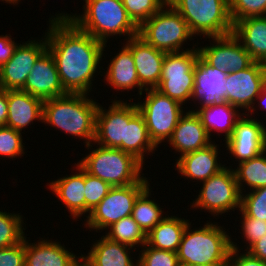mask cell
Segmentation results:
<instances>
[{
    "mask_svg": "<svg viewBox=\"0 0 266 266\" xmlns=\"http://www.w3.org/2000/svg\"><path fill=\"white\" fill-rule=\"evenodd\" d=\"M22 223L24 222L19 214L0 211V249L14 246L24 240L25 229Z\"/></svg>",
    "mask_w": 266,
    "mask_h": 266,
    "instance_id": "836d02e7",
    "label": "cell"
},
{
    "mask_svg": "<svg viewBox=\"0 0 266 266\" xmlns=\"http://www.w3.org/2000/svg\"><path fill=\"white\" fill-rule=\"evenodd\" d=\"M90 175L100 178L112 187L128 186L139 182L143 163L119 148L100 146L77 163Z\"/></svg>",
    "mask_w": 266,
    "mask_h": 266,
    "instance_id": "5b68a950",
    "label": "cell"
},
{
    "mask_svg": "<svg viewBox=\"0 0 266 266\" xmlns=\"http://www.w3.org/2000/svg\"><path fill=\"white\" fill-rule=\"evenodd\" d=\"M238 166L233 171L241 194L242 190H245L244 182L250 186V191L251 188L255 190L266 186V150L252 159L239 163Z\"/></svg>",
    "mask_w": 266,
    "mask_h": 266,
    "instance_id": "4dcf8cb0",
    "label": "cell"
},
{
    "mask_svg": "<svg viewBox=\"0 0 266 266\" xmlns=\"http://www.w3.org/2000/svg\"><path fill=\"white\" fill-rule=\"evenodd\" d=\"M232 23L251 16H266V0H229Z\"/></svg>",
    "mask_w": 266,
    "mask_h": 266,
    "instance_id": "f35d334b",
    "label": "cell"
},
{
    "mask_svg": "<svg viewBox=\"0 0 266 266\" xmlns=\"http://www.w3.org/2000/svg\"><path fill=\"white\" fill-rule=\"evenodd\" d=\"M43 100L23 90H7L8 115L6 126L21 132L33 121L42 122Z\"/></svg>",
    "mask_w": 266,
    "mask_h": 266,
    "instance_id": "44dd1931",
    "label": "cell"
},
{
    "mask_svg": "<svg viewBox=\"0 0 266 266\" xmlns=\"http://www.w3.org/2000/svg\"><path fill=\"white\" fill-rule=\"evenodd\" d=\"M157 146L151 140L143 116L138 112L128 123L126 152L144 163V155L152 153ZM148 151V152H147ZM145 153V154H144Z\"/></svg>",
    "mask_w": 266,
    "mask_h": 266,
    "instance_id": "f546056e",
    "label": "cell"
},
{
    "mask_svg": "<svg viewBox=\"0 0 266 266\" xmlns=\"http://www.w3.org/2000/svg\"><path fill=\"white\" fill-rule=\"evenodd\" d=\"M77 174L52 181L49 188L65 204L70 214L80 217L85 214V171L76 164Z\"/></svg>",
    "mask_w": 266,
    "mask_h": 266,
    "instance_id": "d4e9b609",
    "label": "cell"
},
{
    "mask_svg": "<svg viewBox=\"0 0 266 266\" xmlns=\"http://www.w3.org/2000/svg\"><path fill=\"white\" fill-rule=\"evenodd\" d=\"M130 249L133 247L113 241L104 235L93 244L88 255L81 254L82 263L84 266H137L129 256Z\"/></svg>",
    "mask_w": 266,
    "mask_h": 266,
    "instance_id": "484cf974",
    "label": "cell"
},
{
    "mask_svg": "<svg viewBox=\"0 0 266 266\" xmlns=\"http://www.w3.org/2000/svg\"><path fill=\"white\" fill-rule=\"evenodd\" d=\"M144 91L147 94L146 100L136 105L144 118L151 140L158 147L162 141L171 138L180 117L185 112L181 107L183 104L162 94L156 88Z\"/></svg>",
    "mask_w": 266,
    "mask_h": 266,
    "instance_id": "ba28073f",
    "label": "cell"
},
{
    "mask_svg": "<svg viewBox=\"0 0 266 266\" xmlns=\"http://www.w3.org/2000/svg\"><path fill=\"white\" fill-rule=\"evenodd\" d=\"M251 256L266 261V235L261 237L258 241L252 244L246 250Z\"/></svg>",
    "mask_w": 266,
    "mask_h": 266,
    "instance_id": "f6af8a7d",
    "label": "cell"
},
{
    "mask_svg": "<svg viewBox=\"0 0 266 266\" xmlns=\"http://www.w3.org/2000/svg\"><path fill=\"white\" fill-rule=\"evenodd\" d=\"M190 225L187 224L177 251L179 263L227 266L232 241L226 231L212 222L195 231Z\"/></svg>",
    "mask_w": 266,
    "mask_h": 266,
    "instance_id": "277c9868",
    "label": "cell"
},
{
    "mask_svg": "<svg viewBox=\"0 0 266 266\" xmlns=\"http://www.w3.org/2000/svg\"><path fill=\"white\" fill-rule=\"evenodd\" d=\"M210 139L196 112L189 110L180 117L167 142L183 156L209 146L212 143Z\"/></svg>",
    "mask_w": 266,
    "mask_h": 266,
    "instance_id": "ffe728a7",
    "label": "cell"
},
{
    "mask_svg": "<svg viewBox=\"0 0 266 266\" xmlns=\"http://www.w3.org/2000/svg\"><path fill=\"white\" fill-rule=\"evenodd\" d=\"M188 220L175 216H165L148 234L147 244L159 250L176 252L179 249L182 236Z\"/></svg>",
    "mask_w": 266,
    "mask_h": 266,
    "instance_id": "f1b7e54d",
    "label": "cell"
},
{
    "mask_svg": "<svg viewBox=\"0 0 266 266\" xmlns=\"http://www.w3.org/2000/svg\"><path fill=\"white\" fill-rule=\"evenodd\" d=\"M84 14L63 13L50 20H71L79 29L106 44L108 37L138 36V27L128 16L122 0H84Z\"/></svg>",
    "mask_w": 266,
    "mask_h": 266,
    "instance_id": "3957f363",
    "label": "cell"
},
{
    "mask_svg": "<svg viewBox=\"0 0 266 266\" xmlns=\"http://www.w3.org/2000/svg\"><path fill=\"white\" fill-rule=\"evenodd\" d=\"M192 111L196 112L200 118L209 137L212 130L214 132H224L225 141L233 134L236 122L242 115H245V113L240 114L236 107L226 101Z\"/></svg>",
    "mask_w": 266,
    "mask_h": 266,
    "instance_id": "83f0119b",
    "label": "cell"
},
{
    "mask_svg": "<svg viewBox=\"0 0 266 266\" xmlns=\"http://www.w3.org/2000/svg\"><path fill=\"white\" fill-rule=\"evenodd\" d=\"M108 229L109 232L105 236L118 243L134 248L137 244L138 246H144L147 243V235L134 221L132 216L122 218L118 222L113 223Z\"/></svg>",
    "mask_w": 266,
    "mask_h": 266,
    "instance_id": "d6a6232c",
    "label": "cell"
},
{
    "mask_svg": "<svg viewBox=\"0 0 266 266\" xmlns=\"http://www.w3.org/2000/svg\"><path fill=\"white\" fill-rule=\"evenodd\" d=\"M257 99L259 100L258 103H260L259 106H261V105L263 106V107L261 106L259 108L266 109V82L264 83V85L261 89V92H260L259 96L257 97ZM260 100H261V102H260Z\"/></svg>",
    "mask_w": 266,
    "mask_h": 266,
    "instance_id": "7dc6e473",
    "label": "cell"
},
{
    "mask_svg": "<svg viewBox=\"0 0 266 266\" xmlns=\"http://www.w3.org/2000/svg\"><path fill=\"white\" fill-rule=\"evenodd\" d=\"M227 72L208 64L200 55L195 64L191 98L200 101V108L227 102Z\"/></svg>",
    "mask_w": 266,
    "mask_h": 266,
    "instance_id": "e0dca14e",
    "label": "cell"
},
{
    "mask_svg": "<svg viewBox=\"0 0 266 266\" xmlns=\"http://www.w3.org/2000/svg\"><path fill=\"white\" fill-rule=\"evenodd\" d=\"M187 22L190 32L206 37L225 36L233 31L229 0H168Z\"/></svg>",
    "mask_w": 266,
    "mask_h": 266,
    "instance_id": "8992f818",
    "label": "cell"
},
{
    "mask_svg": "<svg viewBox=\"0 0 266 266\" xmlns=\"http://www.w3.org/2000/svg\"><path fill=\"white\" fill-rule=\"evenodd\" d=\"M143 177L139 182L128 186L112 187L108 194L89 213L85 226L91 230L108 229L113 223L131 216L135 200L148 187Z\"/></svg>",
    "mask_w": 266,
    "mask_h": 266,
    "instance_id": "30bf717a",
    "label": "cell"
},
{
    "mask_svg": "<svg viewBox=\"0 0 266 266\" xmlns=\"http://www.w3.org/2000/svg\"><path fill=\"white\" fill-rule=\"evenodd\" d=\"M2 1H5L7 4H17L20 0H2Z\"/></svg>",
    "mask_w": 266,
    "mask_h": 266,
    "instance_id": "681fc988",
    "label": "cell"
},
{
    "mask_svg": "<svg viewBox=\"0 0 266 266\" xmlns=\"http://www.w3.org/2000/svg\"><path fill=\"white\" fill-rule=\"evenodd\" d=\"M149 186L135 200L132 218L147 235L163 218V211L159 205L150 200Z\"/></svg>",
    "mask_w": 266,
    "mask_h": 266,
    "instance_id": "1f68e13d",
    "label": "cell"
},
{
    "mask_svg": "<svg viewBox=\"0 0 266 266\" xmlns=\"http://www.w3.org/2000/svg\"><path fill=\"white\" fill-rule=\"evenodd\" d=\"M231 242V251L228 257L227 266H266V261L251 256L247 251L245 254L240 253L237 243Z\"/></svg>",
    "mask_w": 266,
    "mask_h": 266,
    "instance_id": "7bdbcfd3",
    "label": "cell"
},
{
    "mask_svg": "<svg viewBox=\"0 0 266 266\" xmlns=\"http://www.w3.org/2000/svg\"><path fill=\"white\" fill-rule=\"evenodd\" d=\"M179 266H210V265H203V264H179Z\"/></svg>",
    "mask_w": 266,
    "mask_h": 266,
    "instance_id": "c3c4849f",
    "label": "cell"
},
{
    "mask_svg": "<svg viewBox=\"0 0 266 266\" xmlns=\"http://www.w3.org/2000/svg\"><path fill=\"white\" fill-rule=\"evenodd\" d=\"M199 51L197 48L166 53L159 85L162 94L181 104L191 99L194 87V71Z\"/></svg>",
    "mask_w": 266,
    "mask_h": 266,
    "instance_id": "9c48e42d",
    "label": "cell"
},
{
    "mask_svg": "<svg viewBox=\"0 0 266 266\" xmlns=\"http://www.w3.org/2000/svg\"><path fill=\"white\" fill-rule=\"evenodd\" d=\"M0 266H25V238L19 244L0 249Z\"/></svg>",
    "mask_w": 266,
    "mask_h": 266,
    "instance_id": "b9f144b4",
    "label": "cell"
},
{
    "mask_svg": "<svg viewBox=\"0 0 266 266\" xmlns=\"http://www.w3.org/2000/svg\"><path fill=\"white\" fill-rule=\"evenodd\" d=\"M106 71L107 83L117 90H130L139 88V95L144 90L139 82L135 63L130 49L124 45L121 51L111 60Z\"/></svg>",
    "mask_w": 266,
    "mask_h": 266,
    "instance_id": "4316f807",
    "label": "cell"
},
{
    "mask_svg": "<svg viewBox=\"0 0 266 266\" xmlns=\"http://www.w3.org/2000/svg\"><path fill=\"white\" fill-rule=\"evenodd\" d=\"M240 209L249 217L266 221V186L241 194Z\"/></svg>",
    "mask_w": 266,
    "mask_h": 266,
    "instance_id": "d590c367",
    "label": "cell"
},
{
    "mask_svg": "<svg viewBox=\"0 0 266 266\" xmlns=\"http://www.w3.org/2000/svg\"><path fill=\"white\" fill-rule=\"evenodd\" d=\"M232 34L255 62L266 64V16H251L234 22Z\"/></svg>",
    "mask_w": 266,
    "mask_h": 266,
    "instance_id": "cb8c5ba5",
    "label": "cell"
},
{
    "mask_svg": "<svg viewBox=\"0 0 266 266\" xmlns=\"http://www.w3.org/2000/svg\"><path fill=\"white\" fill-rule=\"evenodd\" d=\"M112 186L85 171V213H90L108 194Z\"/></svg>",
    "mask_w": 266,
    "mask_h": 266,
    "instance_id": "8d00e7d4",
    "label": "cell"
},
{
    "mask_svg": "<svg viewBox=\"0 0 266 266\" xmlns=\"http://www.w3.org/2000/svg\"><path fill=\"white\" fill-rule=\"evenodd\" d=\"M122 2L128 16L139 28L165 6L168 0H122Z\"/></svg>",
    "mask_w": 266,
    "mask_h": 266,
    "instance_id": "e575fe53",
    "label": "cell"
},
{
    "mask_svg": "<svg viewBox=\"0 0 266 266\" xmlns=\"http://www.w3.org/2000/svg\"><path fill=\"white\" fill-rule=\"evenodd\" d=\"M239 211L242 213L243 217V219H241L243 220L241 221V227L246 242L249 243L246 248L248 249L252 244H254L261 237L266 235V221L249 217L241 209H239Z\"/></svg>",
    "mask_w": 266,
    "mask_h": 266,
    "instance_id": "60d3db41",
    "label": "cell"
},
{
    "mask_svg": "<svg viewBox=\"0 0 266 266\" xmlns=\"http://www.w3.org/2000/svg\"><path fill=\"white\" fill-rule=\"evenodd\" d=\"M8 115L7 90L0 89V126H6Z\"/></svg>",
    "mask_w": 266,
    "mask_h": 266,
    "instance_id": "bcb514c9",
    "label": "cell"
},
{
    "mask_svg": "<svg viewBox=\"0 0 266 266\" xmlns=\"http://www.w3.org/2000/svg\"><path fill=\"white\" fill-rule=\"evenodd\" d=\"M209 38H212L216 45L203 46L198 48V51L211 66L228 73L244 70L255 62L232 33Z\"/></svg>",
    "mask_w": 266,
    "mask_h": 266,
    "instance_id": "9a60e30c",
    "label": "cell"
},
{
    "mask_svg": "<svg viewBox=\"0 0 266 266\" xmlns=\"http://www.w3.org/2000/svg\"><path fill=\"white\" fill-rule=\"evenodd\" d=\"M106 110L98 104L94 142L103 147L119 148L126 152L127 126L139 112L137 105L115 100Z\"/></svg>",
    "mask_w": 266,
    "mask_h": 266,
    "instance_id": "7c38bea8",
    "label": "cell"
},
{
    "mask_svg": "<svg viewBox=\"0 0 266 266\" xmlns=\"http://www.w3.org/2000/svg\"><path fill=\"white\" fill-rule=\"evenodd\" d=\"M225 143L239 163L247 161L266 150V127L253 117L242 116Z\"/></svg>",
    "mask_w": 266,
    "mask_h": 266,
    "instance_id": "2e32d148",
    "label": "cell"
},
{
    "mask_svg": "<svg viewBox=\"0 0 266 266\" xmlns=\"http://www.w3.org/2000/svg\"><path fill=\"white\" fill-rule=\"evenodd\" d=\"M47 49L54 57L67 93L87 94L106 45L79 29L71 20H50Z\"/></svg>",
    "mask_w": 266,
    "mask_h": 266,
    "instance_id": "6da1fadb",
    "label": "cell"
},
{
    "mask_svg": "<svg viewBox=\"0 0 266 266\" xmlns=\"http://www.w3.org/2000/svg\"><path fill=\"white\" fill-rule=\"evenodd\" d=\"M43 240L29 243L25 237V266H79L82 256L77 260L74 253L66 250L59 242Z\"/></svg>",
    "mask_w": 266,
    "mask_h": 266,
    "instance_id": "603a6c76",
    "label": "cell"
},
{
    "mask_svg": "<svg viewBox=\"0 0 266 266\" xmlns=\"http://www.w3.org/2000/svg\"><path fill=\"white\" fill-rule=\"evenodd\" d=\"M21 132L8 126H0V156L15 158L24 154Z\"/></svg>",
    "mask_w": 266,
    "mask_h": 266,
    "instance_id": "ab89813d",
    "label": "cell"
},
{
    "mask_svg": "<svg viewBox=\"0 0 266 266\" xmlns=\"http://www.w3.org/2000/svg\"><path fill=\"white\" fill-rule=\"evenodd\" d=\"M131 51L140 84L145 88H156L162 73L166 52L147 44L139 36L128 39L125 44Z\"/></svg>",
    "mask_w": 266,
    "mask_h": 266,
    "instance_id": "d6986e66",
    "label": "cell"
},
{
    "mask_svg": "<svg viewBox=\"0 0 266 266\" xmlns=\"http://www.w3.org/2000/svg\"><path fill=\"white\" fill-rule=\"evenodd\" d=\"M138 36L166 53L181 51L183 43L193 39L187 22L169 3L138 28Z\"/></svg>",
    "mask_w": 266,
    "mask_h": 266,
    "instance_id": "52a82bcc",
    "label": "cell"
},
{
    "mask_svg": "<svg viewBox=\"0 0 266 266\" xmlns=\"http://www.w3.org/2000/svg\"><path fill=\"white\" fill-rule=\"evenodd\" d=\"M98 104L83 93H67L45 100L42 123L85 139V146L89 149L95 138Z\"/></svg>",
    "mask_w": 266,
    "mask_h": 266,
    "instance_id": "7a4b0ae2",
    "label": "cell"
},
{
    "mask_svg": "<svg viewBox=\"0 0 266 266\" xmlns=\"http://www.w3.org/2000/svg\"><path fill=\"white\" fill-rule=\"evenodd\" d=\"M217 156V145L211 143L203 149L180 156L175 167L184 177L205 181L225 168L220 160L218 163Z\"/></svg>",
    "mask_w": 266,
    "mask_h": 266,
    "instance_id": "7402d4cb",
    "label": "cell"
},
{
    "mask_svg": "<svg viewBox=\"0 0 266 266\" xmlns=\"http://www.w3.org/2000/svg\"><path fill=\"white\" fill-rule=\"evenodd\" d=\"M17 44L19 43H15L11 35L0 36V67L11 59Z\"/></svg>",
    "mask_w": 266,
    "mask_h": 266,
    "instance_id": "ee69618b",
    "label": "cell"
},
{
    "mask_svg": "<svg viewBox=\"0 0 266 266\" xmlns=\"http://www.w3.org/2000/svg\"><path fill=\"white\" fill-rule=\"evenodd\" d=\"M147 246V247H146ZM140 251L137 266H179L178 255L176 252L168 250H159L150 247L147 243Z\"/></svg>",
    "mask_w": 266,
    "mask_h": 266,
    "instance_id": "74e56055",
    "label": "cell"
},
{
    "mask_svg": "<svg viewBox=\"0 0 266 266\" xmlns=\"http://www.w3.org/2000/svg\"><path fill=\"white\" fill-rule=\"evenodd\" d=\"M265 82L266 64L261 62H254L244 70L228 72L225 80L227 103L238 109H247L245 116H249V112L252 114L255 111L254 102Z\"/></svg>",
    "mask_w": 266,
    "mask_h": 266,
    "instance_id": "4fadbf2b",
    "label": "cell"
},
{
    "mask_svg": "<svg viewBox=\"0 0 266 266\" xmlns=\"http://www.w3.org/2000/svg\"><path fill=\"white\" fill-rule=\"evenodd\" d=\"M21 90L43 101L67 94L62 87L54 57L48 49L34 64Z\"/></svg>",
    "mask_w": 266,
    "mask_h": 266,
    "instance_id": "ac0fdd59",
    "label": "cell"
},
{
    "mask_svg": "<svg viewBox=\"0 0 266 266\" xmlns=\"http://www.w3.org/2000/svg\"><path fill=\"white\" fill-rule=\"evenodd\" d=\"M40 40L18 44L11 59L0 67V89L20 90L38 58L47 50L46 35Z\"/></svg>",
    "mask_w": 266,
    "mask_h": 266,
    "instance_id": "5bb4252c",
    "label": "cell"
},
{
    "mask_svg": "<svg viewBox=\"0 0 266 266\" xmlns=\"http://www.w3.org/2000/svg\"><path fill=\"white\" fill-rule=\"evenodd\" d=\"M192 204V207L208 210L214 216L236 208L240 209L241 192L233 169L225 167L203 181V187Z\"/></svg>",
    "mask_w": 266,
    "mask_h": 266,
    "instance_id": "8fae6325",
    "label": "cell"
}]
</instances>
